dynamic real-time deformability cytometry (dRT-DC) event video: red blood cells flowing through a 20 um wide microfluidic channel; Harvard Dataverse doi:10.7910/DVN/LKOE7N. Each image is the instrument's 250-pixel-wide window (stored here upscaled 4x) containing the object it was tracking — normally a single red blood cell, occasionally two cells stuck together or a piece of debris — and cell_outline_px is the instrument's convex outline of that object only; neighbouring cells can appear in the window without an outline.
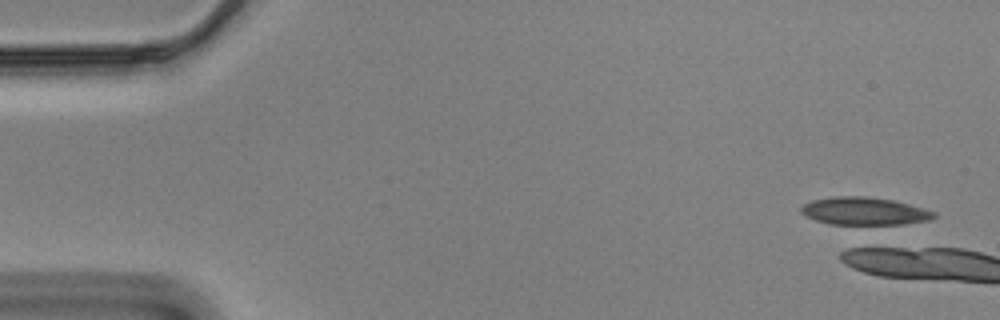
{"species": "Egyptian fruit bat (a non-hibernating species)", "species_latin": "Rousettus aegyptiacus", "temperature_condition": "cold", "stored_images_in_passage": 1, "camera_frame_rate_fps": 3000, "um_per_image_px": 0.085, "animal": {"sex": "male"}, "frame": {"image": 1, "passage_image": 1, "time_ms": 0.0, "image_size_px": [1000, 320], "cell_outline_px": [[936, 216], [928, 220], [904, 224], [828, 224], [816, 220], [800, 212], [800, 208], [804, 204], [812, 200], [832, 196], [868, 196], [892, 200], [908, 204], [936, 212]], "centroid_in_image_um": [73.44, 17.94], "position_along_channel_um": 11.6, "area_um2": 21.33}}